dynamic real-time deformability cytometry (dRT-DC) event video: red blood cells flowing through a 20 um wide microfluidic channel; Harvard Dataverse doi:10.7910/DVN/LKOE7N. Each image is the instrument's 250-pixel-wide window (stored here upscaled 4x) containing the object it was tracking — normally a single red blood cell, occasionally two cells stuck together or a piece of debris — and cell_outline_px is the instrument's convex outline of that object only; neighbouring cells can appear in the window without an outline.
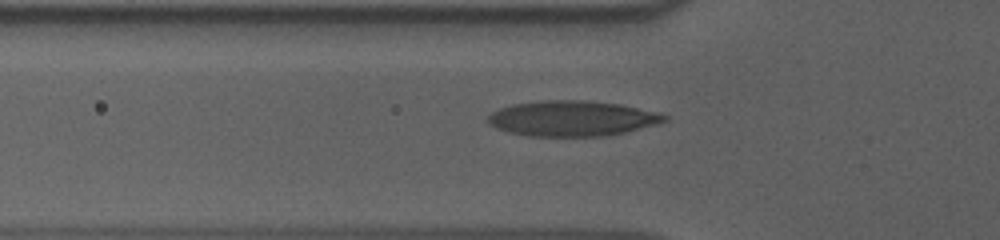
{"species": "human", "species_latin": "Homo sapiens", "temperature_condition": "cold", "stored_images_in_passage": 43, "camera_frame_rate_fps": 3000, "um_per_image_px": 0.085, "donor": {"sex": "male"}, "frame": {"image": 1, "passage_image": 9, "time_ms": 2.667, "image_size_px": [1000, 240], "cell_outline_px": [[668, 120], [660, 124], [612, 136], [524, 136], [508, 132], [496, 128], [488, 124], [488, 116], [492, 112], [500, 108], [512, 104], [540, 100], [584, 100], [620, 104], [660, 112], [668, 116]], "centroid_in_image_um": [48.68, 10.07], "position_along_channel_um": 77.1, "area_um2": 37.05}}
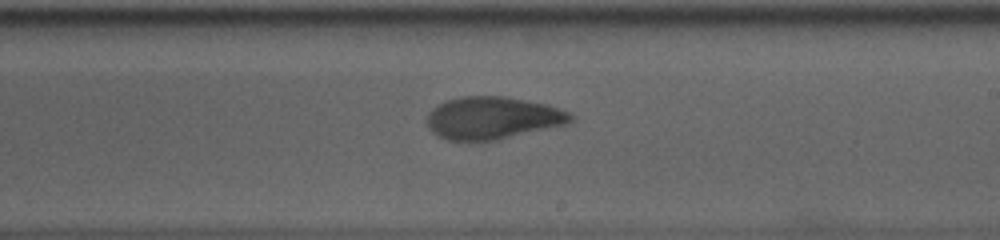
{"frame": {"image": 2, "passage_image": 23, "time_ms": 7.333, "image_size_px": [1000, 240], "cell_outline_px": [[576, 116], [568, 124], [496, 140], [448, 140], [436, 136], [428, 128], [424, 120], [428, 112], [432, 108], [444, 100], [460, 96], [504, 96], [548, 104], [568, 112]], "centroid_in_image_um": [41.83, 10.02], "position_along_channel_um": 247.2, "area_um2": 35.95}}
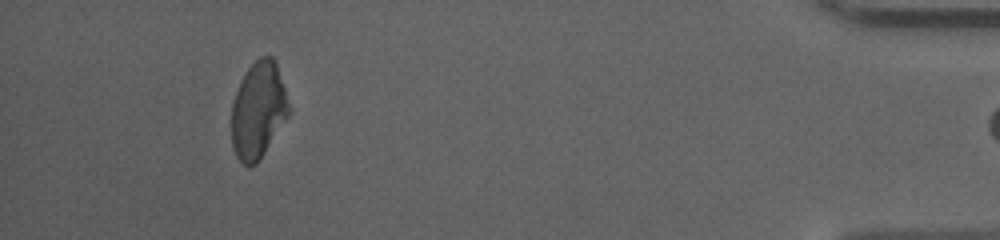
{"frame": {"image": 3, "passage_image": 42, "time_ms": 13.667, "image_size_px": [1000, 240], "cell_outline_px": [[288, 116], [256, 164], [244, 164], [236, 156], [232, 144], [232, 100], [240, 80], [248, 68], [260, 56], [272, 56], [276, 64], [284, 88], [288, 104]], "centroid_in_image_um": [21.92, 9.34], "position_along_channel_um": 413.3, "area_um2": 31.56}}